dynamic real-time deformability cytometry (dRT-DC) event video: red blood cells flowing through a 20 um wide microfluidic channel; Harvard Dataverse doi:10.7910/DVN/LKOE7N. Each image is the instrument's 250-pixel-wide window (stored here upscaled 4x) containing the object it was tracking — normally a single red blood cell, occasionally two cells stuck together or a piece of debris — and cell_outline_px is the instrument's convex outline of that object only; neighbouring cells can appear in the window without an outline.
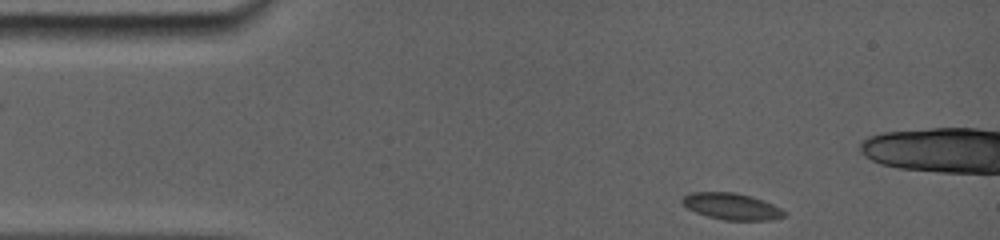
{"species": "common noctule bat (a hibernating species)", "species_latin": "Nyctalus noctula", "temperature_condition": "room temperature", "stored_images_in_passage": 53, "camera_frame_rate_fps": 5000, "um_per_image_px": 0.085, "animal": {"sex": "female", "body_mass_g": 19.0, "forearm_length_mm": 56.7}, "frame": {"image": 1, "passage_image": 1, "time_ms": 0.0, "image_size_px": [1000, 240], "cell_outline_px": [[788, 216], [772, 220], [724, 220], [708, 216], [696, 212], [680, 204], [680, 200], [688, 192], [736, 192], [752, 196], [764, 200], [788, 212]], "centroid_in_image_um": [62.21, 17.54], "position_along_channel_um": 22.8, "area_um2": 16.07}}
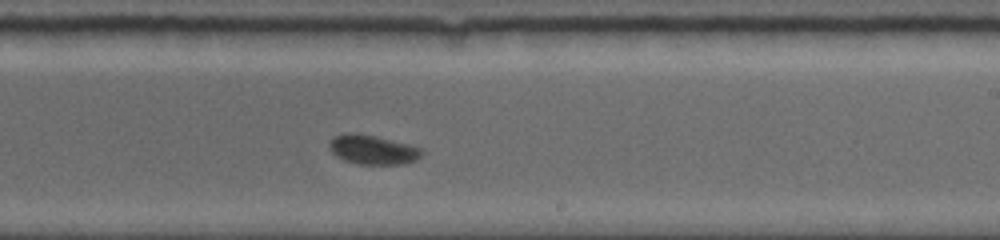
{"frame": {"image": 2, "passage_image": 31, "time_ms": 7.8, "image_size_px": [1000, 240], "cell_outline_px": [[424, 152], [416, 160], [404, 164], [356, 164], [344, 160], [336, 156], [328, 148], [328, 144], [336, 136], [344, 132], [356, 132], [376, 136], [420, 148]], "centroid_in_image_um": [31.64, 12.72], "position_along_channel_um": 257.4, "area_um2": 15.78}}
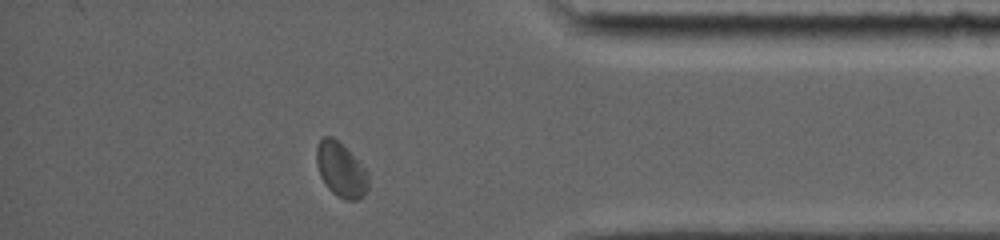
{"frame": {"image": 3, "passage_image": 49, "time_ms": 12.0, "image_size_px": [1000, 240], "cell_outline_px": [[368, 188], [364, 196], [356, 200], [344, 200], [332, 192], [328, 188], [320, 176], [316, 164], [316, 148], [320, 140], [324, 136], [332, 136], [368, 172]], "centroid_in_image_um": [28.96, 14.47], "position_along_channel_um": 406.2, "area_um2": 16.18}}